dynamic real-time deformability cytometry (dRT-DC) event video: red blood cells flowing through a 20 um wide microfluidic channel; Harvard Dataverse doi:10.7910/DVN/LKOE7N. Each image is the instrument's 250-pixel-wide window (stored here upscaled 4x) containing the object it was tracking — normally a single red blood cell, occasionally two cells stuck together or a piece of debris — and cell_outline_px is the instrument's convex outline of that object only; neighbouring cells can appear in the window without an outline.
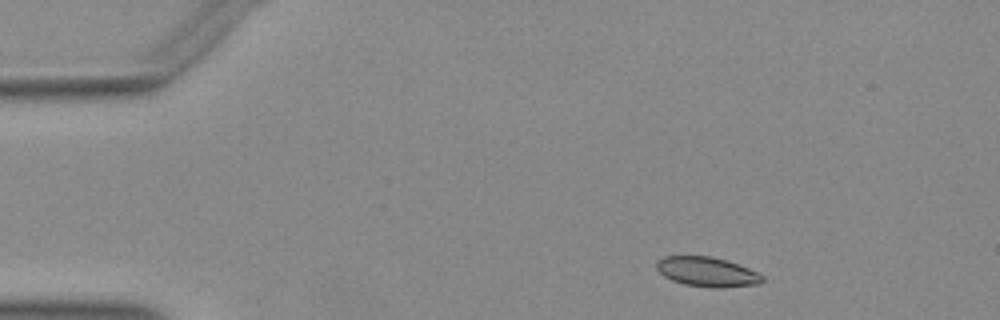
{"species": "Egyptian fruit bat (a non-hibernating species)", "species_latin": "Rousettus aegyptiacus", "temperature_condition": "warm", "stored_images_in_passage": 49, "camera_frame_rate_fps": 3000, "um_per_image_px": 0.085, "animal": {"sex": "female"}, "frame": {"image": 1, "passage_image": 5, "time_ms": 1.333, "image_size_px": [1000, 320], "cell_outline_px": [[764, 280], [760, 284], [724, 288], [708, 288], [684, 284], [672, 280], [664, 276], [656, 268], [656, 260], [664, 256], [712, 256], [748, 268], [764, 276]], "centroid_in_image_um": [60.09, 23.12], "position_along_channel_um": 24.9, "area_um2": 18.38}}
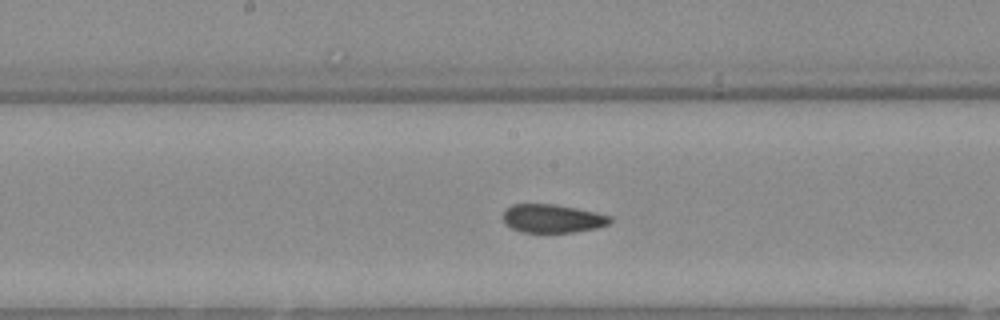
{"frame": {"image": 2, "passage_image": 24, "time_ms": 7.667, "image_size_px": [1000, 320], "cell_outline_px": [[612, 220], [608, 224], [600, 228], [576, 232], [520, 232], [512, 228], [504, 220], [504, 212], [512, 204], [552, 204], [576, 208], [596, 212], [612, 216]], "centroid_in_image_um": [47.02, 18.58], "position_along_channel_um": 201.2, "area_um2": 17.69}}
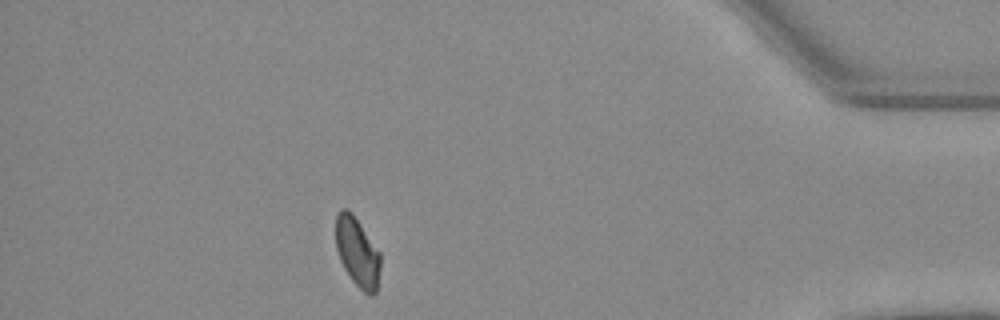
{"frame": {"image": 3, "passage_image": 43, "time_ms": 14.0, "image_size_px": [1000, 320], "cell_outline_px": [[380, 268], [376, 292], [372, 296], [368, 296], [352, 280], [344, 268], [340, 260], [336, 248], [336, 216], [340, 208], [348, 208], [352, 212], [380, 252]], "centroid_in_image_um": [30.37, 21.42], "position_along_channel_um": 404.8, "area_um2": 18.09}}